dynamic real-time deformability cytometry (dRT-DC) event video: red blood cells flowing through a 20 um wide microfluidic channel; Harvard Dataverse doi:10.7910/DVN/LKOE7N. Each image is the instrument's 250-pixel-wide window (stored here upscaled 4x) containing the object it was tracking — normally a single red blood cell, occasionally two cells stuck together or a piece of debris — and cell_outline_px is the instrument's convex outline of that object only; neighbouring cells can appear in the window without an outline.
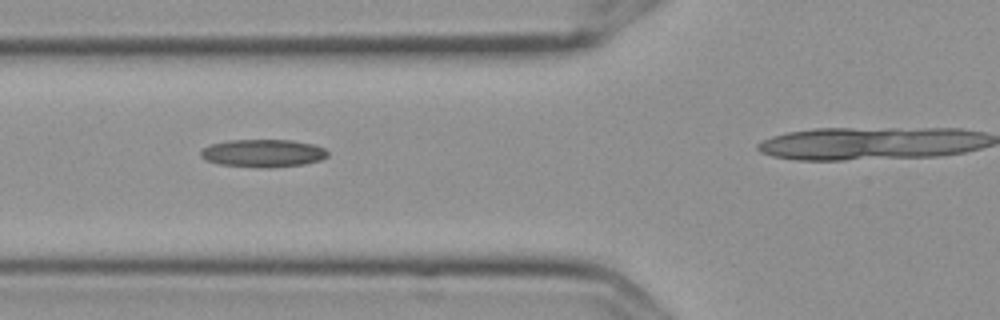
{"species": "Egyptian fruit bat (a non-hibernating species)", "species_latin": "Rousettus aegyptiacus", "temperature_condition": "cold", "stored_images_in_passage": 5, "camera_frame_rate_fps": 3000, "um_per_image_px": 0.085, "frame": {"image": 1, "passage_image": 4, "time_ms": 1.0, "image_size_px": [1000, 320], "cell_outline_px": [[328, 156], [320, 160], [304, 164], [220, 164], [208, 160], [200, 156], [200, 152], [204, 148], [212, 144], [232, 140], [292, 140], [312, 144], [324, 148], [328, 152]], "centroid_in_image_um": [22.39, 12.95], "position_along_channel_um": 103.4, "area_um2": 19.07}}